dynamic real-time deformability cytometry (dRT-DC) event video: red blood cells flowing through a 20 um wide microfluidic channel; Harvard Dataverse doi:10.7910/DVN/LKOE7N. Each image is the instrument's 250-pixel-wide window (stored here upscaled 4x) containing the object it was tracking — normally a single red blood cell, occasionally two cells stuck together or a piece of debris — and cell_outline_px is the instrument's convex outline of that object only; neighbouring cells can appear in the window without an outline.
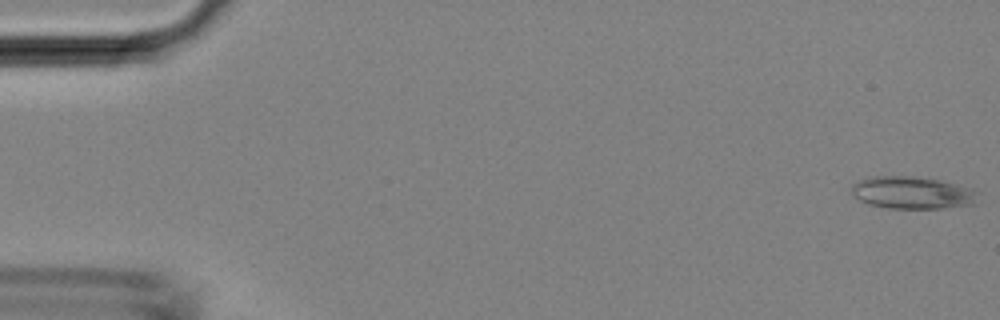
{"species": "Egyptian fruit bat (a non-hibernating species)", "species_latin": "Rousettus aegyptiacus", "temperature_condition": "room temperature", "stored_images_in_passage": 44, "camera_frame_rate_fps": 3000, "um_per_image_px": 0.085, "animal": {"sex": "female"}, "frame": {"image": 1, "passage_image": 1, "time_ms": 0.0, "image_size_px": [1000, 320], "cell_outline_px": [[976, 204], [940, 208], [888, 208], [868, 204], [860, 200], [852, 192], [852, 184], [868, 176], [912, 176], [940, 180], [972, 188], [976, 192]], "centroid_in_image_um": [77.53, 16.37], "position_along_channel_um": 7.5, "area_um2": 23.7}}
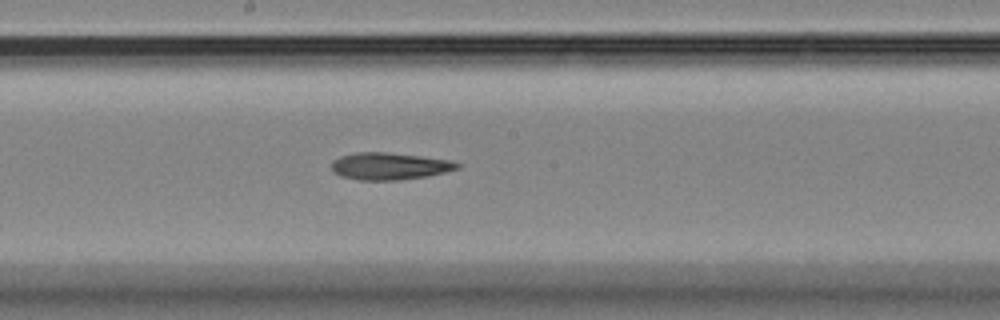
{"frame": {"image": 2, "passage_image": 24, "time_ms": 7.667, "image_size_px": [1000, 320], "cell_outline_px": [[464, 164], [460, 168], [428, 176], [400, 180], [360, 180], [340, 176], [332, 172], [332, 160], [340, 156], [356, 152], [388, 152], [452, 160]], "centroid_in_image_um": [33.13, 14.12], "position_along_channel_um": 215.1, "area_um2": 20.11}}
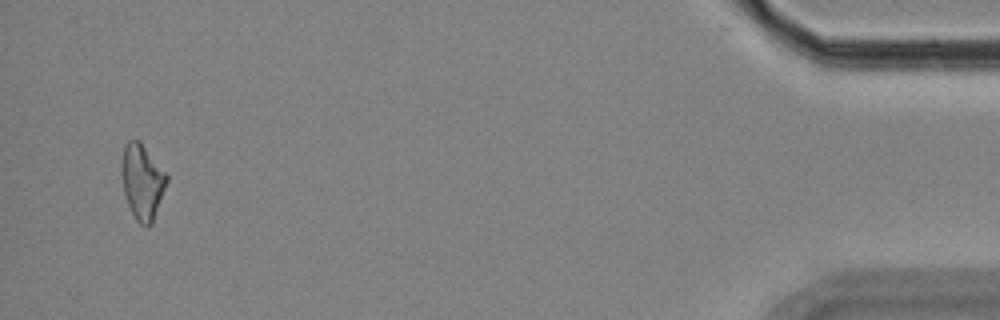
{"frame": {"image": 3, "passage_image": 43, "time_ms": 14.0, "image_size_px": [1000, 320], "cell_outline_px": [[168, 180], [152, 224], [148, 228], [140, 224], [136, 220], [128, 204], [124, 192], [120, 172], [120, 164], [124, 144], [128, 140], [140, 140], [168, 176]], "centroid_in_image_um": [12.07, 15.43], "position_along_channel_um": 423.1, "area_um2": 19.94}}